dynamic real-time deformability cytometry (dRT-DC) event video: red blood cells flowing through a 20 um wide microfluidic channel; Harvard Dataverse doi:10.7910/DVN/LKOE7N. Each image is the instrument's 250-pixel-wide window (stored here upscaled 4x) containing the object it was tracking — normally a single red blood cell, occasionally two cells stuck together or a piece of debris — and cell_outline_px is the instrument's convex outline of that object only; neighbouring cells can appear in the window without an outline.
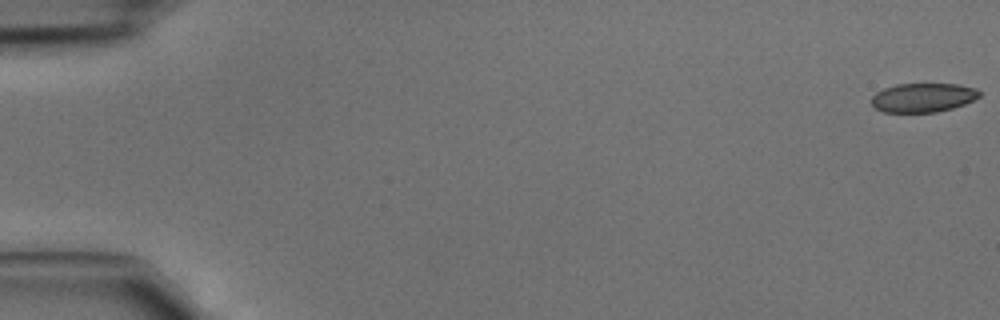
{"species": "common noctule bat (a hibernating species)", "species_latin": "Nyctalus noctula", "temperature_condition": "cold", "stored_images_in_passage": 46, "camera_frame_rate_fps": 3000, "um_per_image_px": 0.085, "animal": {"sex": "male", "body_mass_g": 15.6}, "frame": {"image": 1, "passage_image": 1, "time_ms": 0.0, "image_size_px": [1000, 320], "cell_outline_px": [[980, 96], [964, 104], [952, 108], [936, 112], [884, 112], [876, 108], [872, 104], [872, 96], [876, 92], [884, 88], [896, 84], [956, 84], [976, 88], [980, 92]], "centroid_in_image_um": [78.45, 8.29], "position_along_channel_um": 6.6, "area_um2": 18.15}}
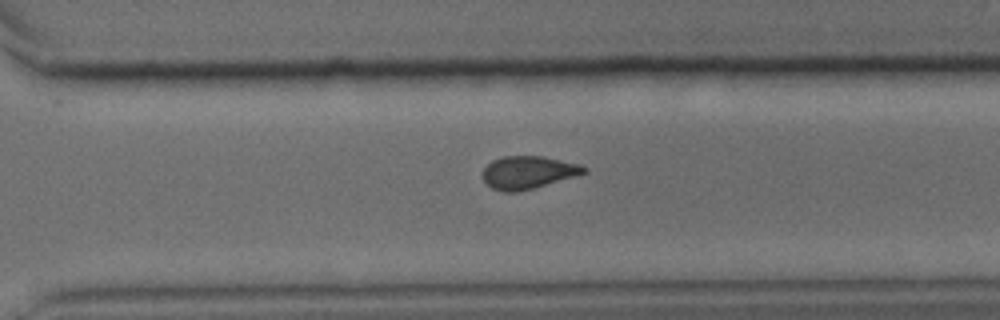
{"frame": {"image": 2, "passage_image": 33, "time_ms": 10.667, "image_size_px": [1000, 320], "cell_outline_px": [[588, 172], [576, 176], [532, 188], [516, 192], [504, 192], [492, 188], [484, 180], [484, 168], [492, 160], [504, 156], [544, 156], [580, 164], [588, 168]], "centroid_in_image_um": [44.92, 14.64], "position_along_channel_um": 325.7, "area_um2": 19.19}}
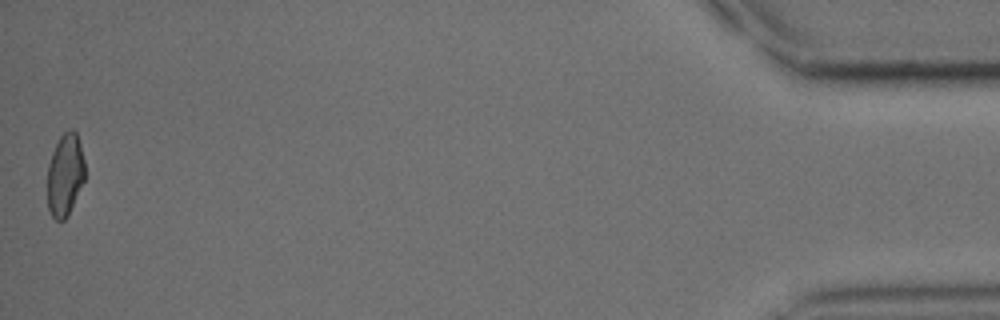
{"frame": {"image": 3, "passage_image": 46, "time_ms": 15.0, "image_size_px": [1000, 320], "cell_outline_px": [[84, 180], [68, 216], [64, 220], [56, 220], [52, 216], [48, 208], [48, 164], [52, 152], [60, 136], [68, 128], [72, 128], [76, 132], [80, 144], [84, 160]], "centroid_in_image_um": [5.53, 14.84], "position_along_channel_um": 429.7, "area_um2": 17.98}}